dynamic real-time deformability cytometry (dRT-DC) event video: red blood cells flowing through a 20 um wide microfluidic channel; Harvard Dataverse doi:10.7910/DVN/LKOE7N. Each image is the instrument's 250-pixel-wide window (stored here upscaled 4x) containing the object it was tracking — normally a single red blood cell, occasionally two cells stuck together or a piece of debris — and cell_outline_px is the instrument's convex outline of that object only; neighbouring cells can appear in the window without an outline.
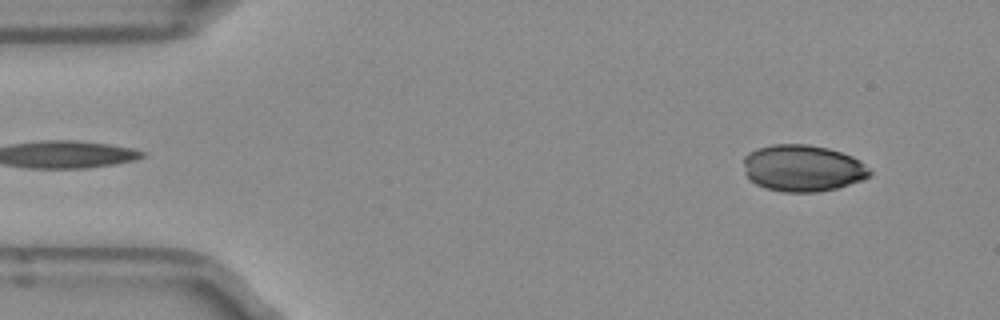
{"species": "Egyptian fruit bat (a non-hibernating species)", "species_latin": "Rousettus aegyptiacus", "temperature_condition": "room temperature", "stored_images_in_passage": 49, "camera_frame_rate_fps": 3000, "um_per_image_px": 0.085, "frame": {"image": 1, "passage_image": 3, "time_ms": 0.667, "image_size_px": [1000, 320], "cell_outline_px": [[872, 176], [864, 180], [836, 188], [816, 192], [784, 192], [764, 188], [748, 180], [744, 172], [744, 156], [748, 152], [756, 148], [772, 144], [808, 144], [828, 148], [852, 156], [860, 160], [872, 172]], "centroid_in_image_um": [68.21, 14.29], "position_along_channel_um": 16.8, "area_um2": 34.74}}
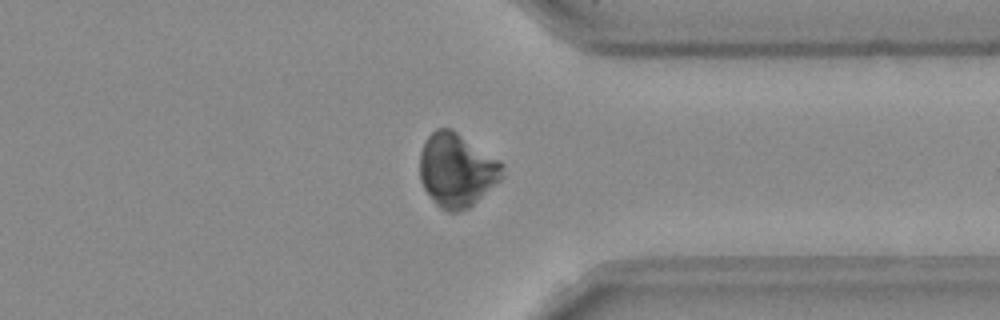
{"frame": {"image": 2, "passage_image": 37, "time_ms": 12.0, "image_size_px": [1000, 320], "cell_outline_px": [[504, 176], [500, 180], [468, 208], [456, 212], [448, 212], [440, 208], [432, 200], [424, 188], [420, 180], [420, 152], [424, 140], [436, 128], [452, 128], [500, 160], [504, 164]], "centroid_in_image_um": [38.82, 14.44], "position_along_channel_um": 372.6, "area_um2": 35.66}}
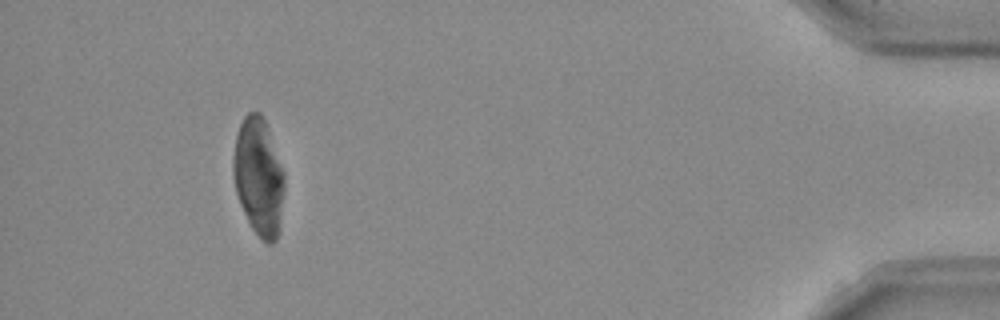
{"frame": {"image": 3, "passage_image": 45, "time_ms": 14.667, "image_size_px": [1000, 320], "cell_outline_px": [[284, 192], [280, 220], [276, 240], [272, 244], [268, 244], [252, 228], [240, 204], [236, 192], [232, 172], [232, 156], [236, 132], [244, 116], [248, 112], [260, 112], [268, 128], [284, 172]], "centroid_in_image_um": [21.96, 14.98], "position_along_channel_um": 413.2, "area_um2": 35.03}}